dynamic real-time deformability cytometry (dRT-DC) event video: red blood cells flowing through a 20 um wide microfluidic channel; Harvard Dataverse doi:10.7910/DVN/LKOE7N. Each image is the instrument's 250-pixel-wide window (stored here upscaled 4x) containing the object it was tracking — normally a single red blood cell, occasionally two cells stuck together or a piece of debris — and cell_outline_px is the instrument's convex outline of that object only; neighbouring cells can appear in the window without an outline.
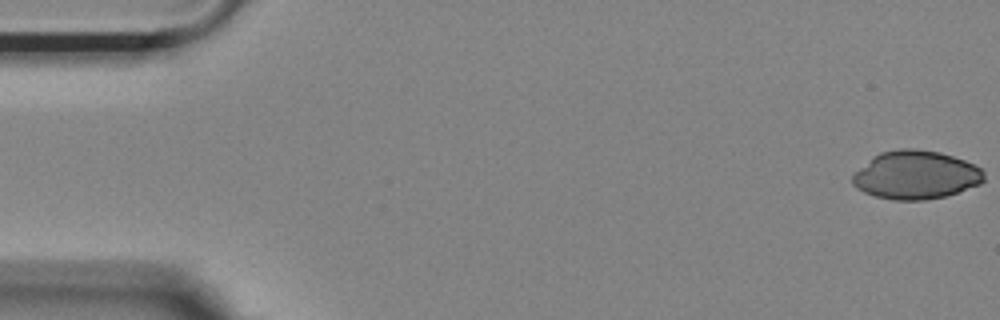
{"species": "Egyptian fruit bat (a non-hibernating species)", "species_latin": "Rousettus aegyptiacus", "temperature_condition": "room temperature", "stored_images_in_passage": 53, "camera_frame_rate_fps": 3000, "um_per_image_px": 0.085, "animal": {"sex": "female"}, "frame": {"image": 1, "passage_image": 1, "time_ms": 0.0, "image_size_px": [1000, 320], "cell_outline_px": [[984, 180], [980, 184], [944, 196], [924, 200], [892, 200], [876, 196], [864, 192], [856, 188], [852, 184], [852, 176], [872, 156], [880, 152], [900, 148], [916, 148], [940, 152], [964, 160], [980, 168], [984, 172]], "centroid_in_image_um": [77.82, 14.86], "position_along_channel_um": 7.2, "area_um2": 36.99}}